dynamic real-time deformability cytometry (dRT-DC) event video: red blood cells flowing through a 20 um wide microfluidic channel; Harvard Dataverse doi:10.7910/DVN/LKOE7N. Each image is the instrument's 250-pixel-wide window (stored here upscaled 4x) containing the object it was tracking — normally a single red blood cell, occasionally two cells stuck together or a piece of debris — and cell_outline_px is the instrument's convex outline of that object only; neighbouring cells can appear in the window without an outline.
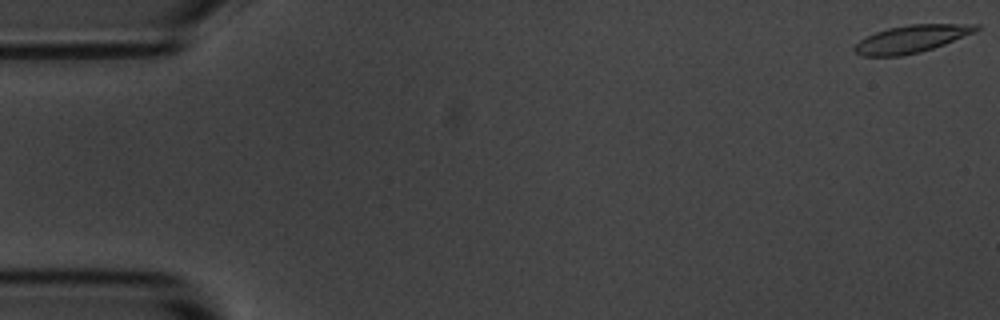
{"species": "common noctule bat (a hibernating species)", "species_latin": "Nyctalus noctula", "temperature_condition": "room temperature", "stored_images_in_passage": 55, "camera_frame_rate_fps": 3000, "um_per_image_px": 0.085, "animal": {"sex": "male", "body_mass_g": 20.1, "forearm_length_mm": 53.5}, "frame": {"image": 1, "passage_image": 1, "time_ms": 0.0, "image_size_px": [1000, 320], "cell_outline_px": [[980, 28], [976, 32], [944, 44], [920, 52], [900, 56], [860, 56], [852, 48], [860, 40], [876, 32], [888, 28], [908, 24], [980, 24]], "centroid_in_image_um": [77.49, 3.3], "position_along_channel_um": 7.5, "area_um2": 19.42}}
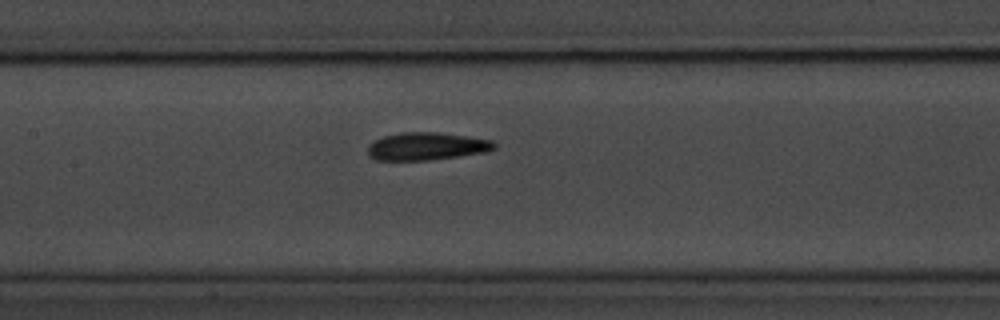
{"frame": {"image": 2, "passage_image": 26, "time_ms": 8.333, "image_size_px": [1000, 320], "cell_outline_px": [[496, 148], [484, 152], [460, 156], [428, 160], [376, 160], [368, 156], [368, 148], [376, 140], [384, 136], [400, 132], [440, 132], [492, 140], [496, 144]], "centroid_in_image_um": [36.27, 12.43], "position_along_channel_um": 171.1, "area_um2": 20.35}}
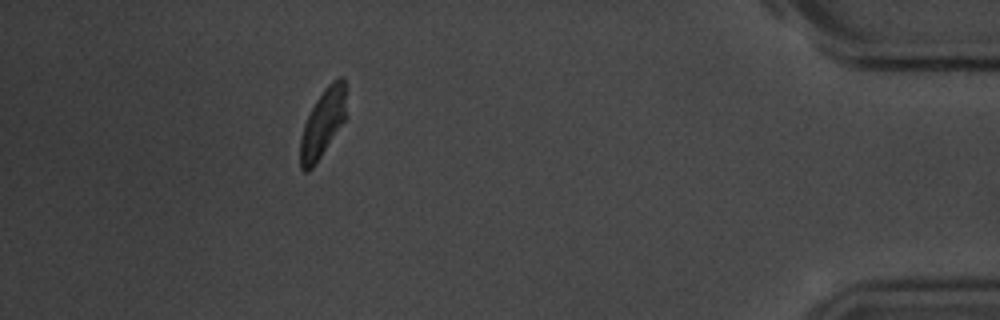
{"frame": {"image": 3, "passage_image": 50, "time_ms": 16.333, "image_size_px": [1000, 320], "cell_outline_px": [[348, 88], [344, 120], [316, 164], [308, 172], [304, 172], [300, 168], [300, 136], [304, 124], [316, 100], [324, 88], [332, 80], [340, 76], [344, 76]], "centroid_in_image_um": [27.45, 10.42], "position_along_channel_um": 407.7, "area_um2": 18.5}, "authors_computed_cell_mechanics": {"area_um2": 19.8832, "velocity_mm_per_s": 3.6308, "shape_relaxation_time_tau1_ms": 2.76, "shape_relaxation_time_tau2_ms": 2.8078, "deformation_change_tau1": 0.1297, "deformation_change_tau2": 0.0736}}